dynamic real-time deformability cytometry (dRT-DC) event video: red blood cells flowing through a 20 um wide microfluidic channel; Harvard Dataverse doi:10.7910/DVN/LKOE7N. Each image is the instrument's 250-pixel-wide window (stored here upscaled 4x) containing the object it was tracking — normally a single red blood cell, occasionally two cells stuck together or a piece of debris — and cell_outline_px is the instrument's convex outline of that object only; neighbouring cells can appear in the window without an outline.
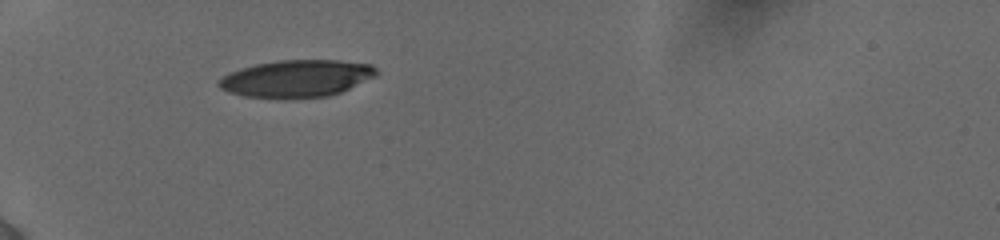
{"species": "human", "species_latin": "Homo sapiens", "temperature_condition": "cold", "stored_images_in_passage": 12, "camera_frame_rate_fps": 3000, "um_per_image_px": 0.085, "donor": {"sex": "female"}, "frame": {"image": 1, "passage_image": 1, "time_ms": 0.0, "image_size_px": [1000, 240], "cell_outline_px": [[376, 76], [340, 92], [328, 96], [288, 100], [276, 100], [244, 96], [228, 92], [220, 88], [216, 84], [216, 80], [240, 68], [256, 64], [276, 60], [340, 60], [372, 64], [376, 68]], "centroid_in_image_um": [25.17, 6.7], "position_along_channel_um": 59.8, "area_um2": 34.8}}
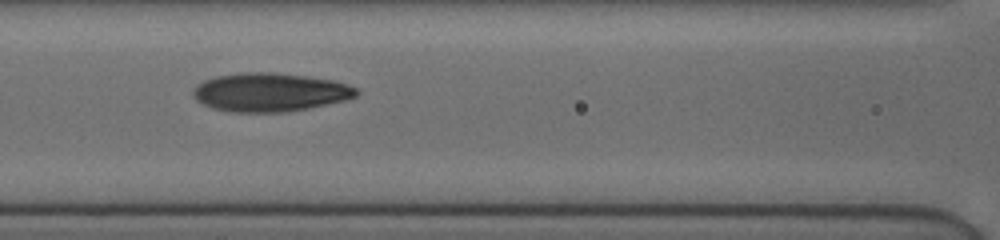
{"frame": {"image": 2, "passage_image": 6, "time_ms": 2.667, "image_size_px": [1000, 240], "cell_outline_px": [[360, 92], [356, 96], [344, 100], [308, 108], [284, 112], [232, 112], [212, 108], [196, 100], [192, 96], [192, 88], [196, 84], [204, 80], [216, 76], [240, 72], [272, 72], [308, 76], [332, 80], [348, 84], [356, 88]], "centroid_in_image_um": [22.91, 7.83], "position_along_channel_um": 143.7, "area_um2": 36.88}}
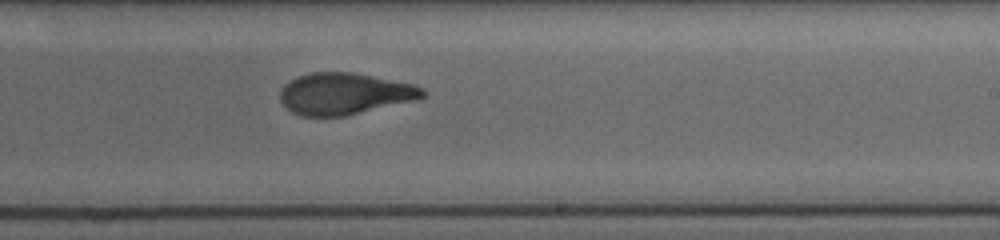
{"frame": {"image": 3, "passage_image": 12, "time_ms": 5.667, "image_size_px": [1000, 240], "cell_outline_px": [[424, 96], [420, 100], [344, 116], [300, 116], [292, 112], [280, 100], [280, 92], [284, 84], [296, 76], [308, 72], [352, 72], [416, 84], [424, 88]], "centroid_in_image_um": [29.32, 7.96], "position_along_channel_um": 259.7, "area_um2": 34.97}}